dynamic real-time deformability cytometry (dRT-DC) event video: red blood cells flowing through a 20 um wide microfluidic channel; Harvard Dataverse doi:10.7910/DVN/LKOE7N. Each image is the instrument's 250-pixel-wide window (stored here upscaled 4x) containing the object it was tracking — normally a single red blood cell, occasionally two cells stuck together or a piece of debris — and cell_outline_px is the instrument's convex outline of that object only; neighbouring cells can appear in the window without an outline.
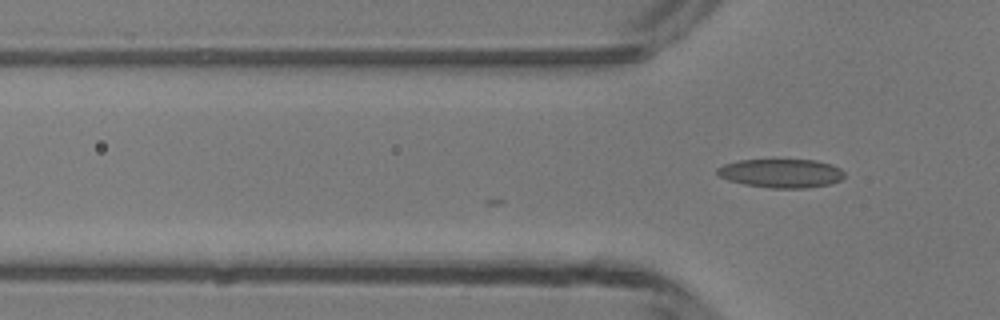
{"species": "common noctule bat (a hibernating species)", "species_latin": "Nyctalus noctula", "temperature_condition": "room temperature", "stored_images_in_passage": 3, "camera_frame_rate_fps": 3000, "um_per_image_px": 0.085, "animal": {"sex": "male", "body_mass_g": 13.3}, "frame": {"image": 1, "passage_image": 3, "time_ms": 0.667, "image_size_px": [1000, 320], "cell_outline_px": [[844, 176], [840, 180], [832, 184], [808, 188], [772, 188], [744, 184], [728, 180], [720, 176], [716, 172], [716, 168], [724, 164], [740, 160], [816, 160], [832, 164], [840, 168], [844, 172]], "centroid_in_image_um": [66.42, 14.73], "position_along_channel_um": 59.4, "area_um2": 21.39}}